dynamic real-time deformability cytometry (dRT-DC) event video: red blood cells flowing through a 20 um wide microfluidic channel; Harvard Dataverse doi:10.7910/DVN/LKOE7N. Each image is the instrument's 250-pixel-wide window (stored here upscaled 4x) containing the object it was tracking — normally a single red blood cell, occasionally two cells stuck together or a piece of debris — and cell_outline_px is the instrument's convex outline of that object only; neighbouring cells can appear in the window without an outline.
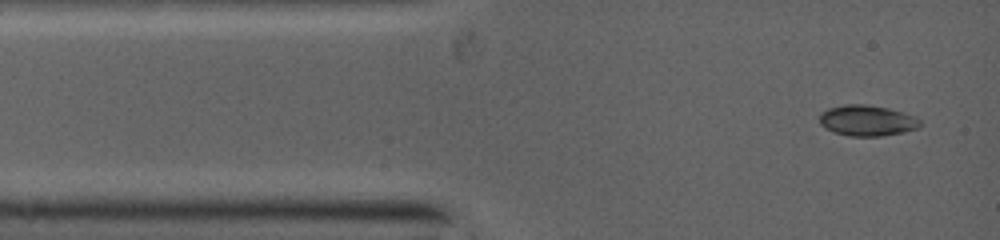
{"species": "common noctule bat (a hibernating species)", "species_latin": "Nyctalus noctula", "temperature_condition": "warm", "stored_images_in_passage": 17, "camera_frame_rate_fps": 5000, "um_per_image_px": 0.085, "animal": {"sex": "female", "body_mass_g": 19.0, "forearm_length_mm": 53.3}, "frame": {"image": 1, "passage_image": 1, "time_ms": 0.0, "image_size_px": [1000, 240], "cell_outline_px": [[920, 124], [916, 128], [900, 132], [880, 136], [852, 136], [836, 132], [820, 124], [820, 116], [828, 108], [844, 104], [864, 104], [888, 108], [912, 116], [920, 120]], "centroid_in_image_um": [73.68, 10.23], "position_along_channel_um": 11.3, "area_um2": 17.46}}
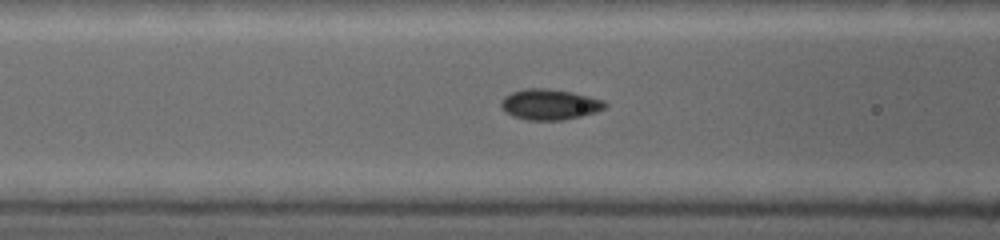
{"frame": {"image": 2, "passage_image": 10, "time_ms": 3.4, "image_size_px": [1000, 240], "cell_outline_px": [[608, 104], [604, 108], [596, 112], [580, 116], [560, 120], [528, 120], [516, 116], [508, 112], [500, 104], [512, 92], [528, 88], [540, 88], [568, 92], [600, 100]], "centroid_in_image_um": [46.73, 8.89], "position_along_channel_um": 119.9, "area_um2": 17.63}}
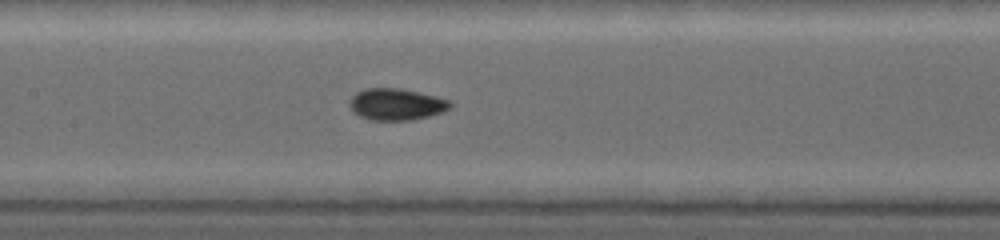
{"frame": {"image": 3, "passage_image": 15, "time_ms": 4.6, "image_size_px": [1000, 240], "cell_outline_px": [[452, 104], [448, 108], [440, 112], [428, 116], [412, 120], [372, 120], [356, 112], [352, 108], [352, 100], [360, 92], [368, 88], [392, 88], [416, 92], [448, 100]], "centroid_in_image_um": [33.74, 8.88], "position_along_channel_um": 173.7, "area_um2": 17.46}}